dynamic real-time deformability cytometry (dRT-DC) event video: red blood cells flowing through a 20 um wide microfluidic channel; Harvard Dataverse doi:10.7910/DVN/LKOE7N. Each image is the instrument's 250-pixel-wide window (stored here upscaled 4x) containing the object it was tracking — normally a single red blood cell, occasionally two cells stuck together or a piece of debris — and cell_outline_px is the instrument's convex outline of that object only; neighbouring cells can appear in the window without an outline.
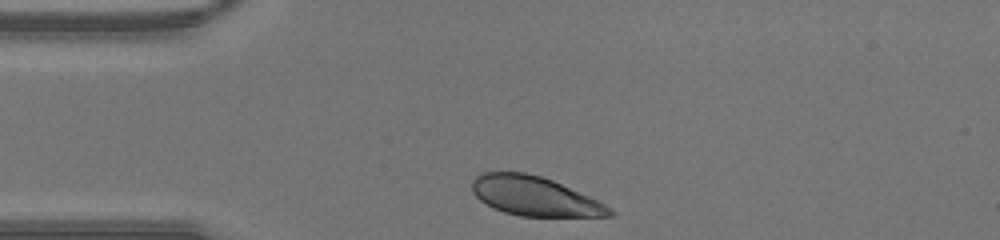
{"species": "human", "species_latin": "Homo sapiens", "temperature_condition": "warm", "stored_images_in_passage": 26, "camera_frame_rate_fps": 3000, "um_per_image_px": 0.085, "donor": {"sex": "male"}, "frame": {"image": 1, "passage_image": 1, "time_ms": 0.0, "image_size_px": [1000, 240], "cell_outline_px": [[616, 212], [612, 216], [520, 216], [504, 212], [492, 208], [480, 200], [472, 192], [472, 180], [476, 176], [484, 172], [524, 172], [540, 176], [552, 180], [588, 196], [612, 208]], "centroid_in_image_um": [45.41, 16.68], "position_along_channel_um": 39.6, "area_um2": 31.27}}
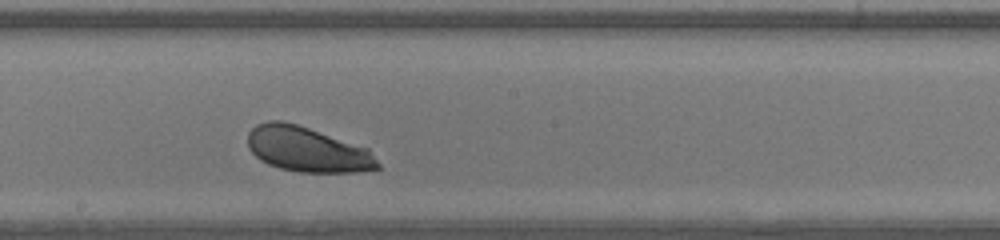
{"frame": {"image": 2, "passage_image": 15, "time_ms": 4.667, "image_size_px": [1000, 240], "cell_outline_px": [[380, 168], [356, 172], [300, 172], [280, 168], [268, 164], [260, 160], [248, 148], [248, 132], [256, 124], [268, 120], [280, 120], [296, 124], [368, 148], [380, 164]], "centroid_in_image_um": [26.1, 12.7], "position_along_channel_um": 222.1, "area_um2": 33.99}}
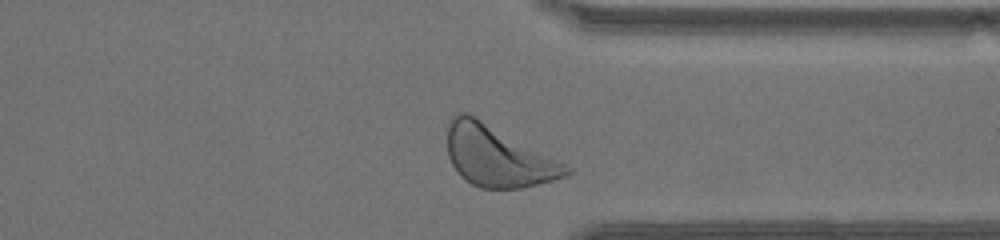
{"frame": {"image": 3, "passage_image": 25, "time_ms": 8.0, "image_size_px": [1000, 240], "cell_outline_px": [[572, 172], [564, 176], [552, 180], [520, 188], [480, 188], [464, 180], [460, 176], [452, 164], [448, 156], [448, 120], [456, 112], [468, 112], [572, 168]], "centroid_in_image_um": [42.24, 13.27], "position_along_channel_um": 369.2, "area_um2": 41.62}}